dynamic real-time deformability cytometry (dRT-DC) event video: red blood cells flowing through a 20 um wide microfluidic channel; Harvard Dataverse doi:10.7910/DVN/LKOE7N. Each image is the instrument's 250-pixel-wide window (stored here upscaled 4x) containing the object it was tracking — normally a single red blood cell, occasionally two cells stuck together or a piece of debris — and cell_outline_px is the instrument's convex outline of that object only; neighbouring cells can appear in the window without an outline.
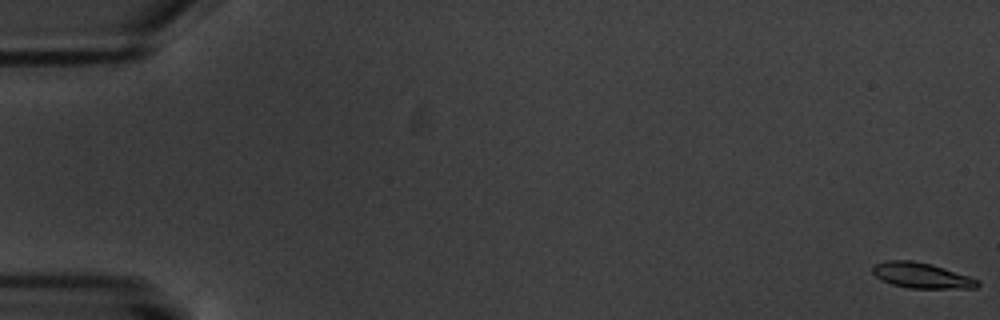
{"species": "common noctule bat (a hibernating species)", "species_latin": "Nyctalus noctula", "temperature_condition": "warm", "stored_images_in_passage": 6, "camera_frame_rate_fps": 3000, "um_per_image_px": 0.085, "animal": {"sex": "male", "body_mass_g": 20.1, "forearm_length_mm": 53.5}, "frame": {"image": 1, "passage_image": 1, "time_ms": 0.0, "image_size_px": [1000, 320], "cell_outline_px": [[980, 284], [976, 288], [908, 288], [892, 284], [880, 280], [872, 272], [872, 268], [876, 264], [888, 260], [912, 260], [932, 264], [980, 280]], "centroid_in_image_um": [78.33, 23.41], "position_along_channel_um": 6.7, "area_um2": 15.55}}
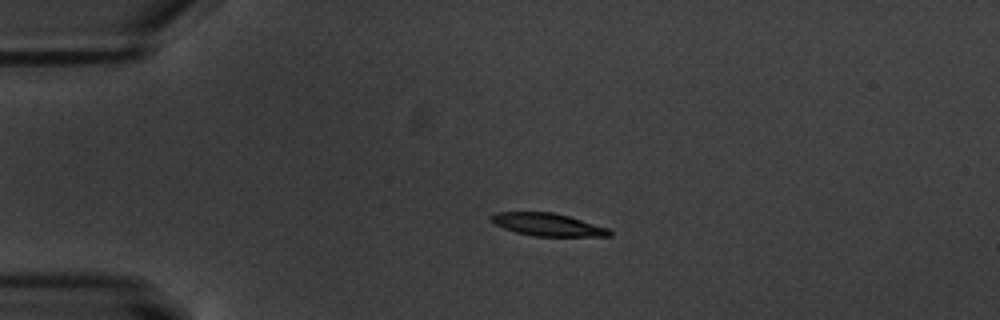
{"frame": {"image": 2, "passage_image": 5, "time_ms": 4.667, "image_size_px": [1000, 320], "cell_outline_px": [[612, 236], [532, 236], [516, 232], [504, 228], [496, 224], [492, 220], [492, 212], [552, 212], [568, 216], [608, 228], [612, 232]], "centroid_in_image_um": [46.56, 19.09], "position_along_channel_um": 38.4, "area_um2": 15.43}}